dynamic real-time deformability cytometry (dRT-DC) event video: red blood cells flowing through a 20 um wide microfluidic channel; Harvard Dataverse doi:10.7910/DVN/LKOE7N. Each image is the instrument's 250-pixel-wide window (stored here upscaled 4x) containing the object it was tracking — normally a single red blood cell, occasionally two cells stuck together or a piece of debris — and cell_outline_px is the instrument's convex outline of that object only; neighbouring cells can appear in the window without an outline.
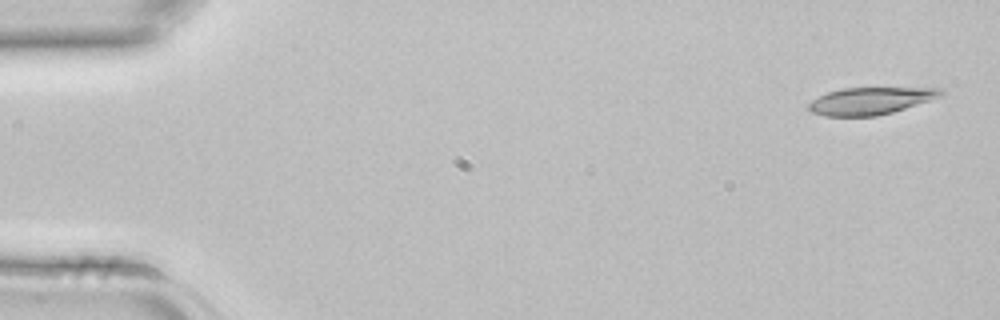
{"species": "common noctule bat (a hibernating species)", "species_latin": "Nyctalus noctula", "temperature_condition": "room temperature", "stored_images_in_passage": 4, "camera_frame_rate_fps": 3000, "um_per_image_px": 0.085, "animal": {"sex": "female", "body_mass_g": 22.7, "forearm_length_mm": 54.2}, "frame": {"image": 1, "passage_image": 1, "time_ms": 0.0, "image_size_px": [1000, 320], "cell_outline_px": [[944, 96], [892, 112], [876, 116], [824, 116], [812, 112], [808, 108], [808, 104], [812, 100], [828, 92], [844, 88], [944, 88]], "centroid_in_image_um": [74.03, 8.57], "position_along_channel_um": 11.0, "area_um2": 20.87}}